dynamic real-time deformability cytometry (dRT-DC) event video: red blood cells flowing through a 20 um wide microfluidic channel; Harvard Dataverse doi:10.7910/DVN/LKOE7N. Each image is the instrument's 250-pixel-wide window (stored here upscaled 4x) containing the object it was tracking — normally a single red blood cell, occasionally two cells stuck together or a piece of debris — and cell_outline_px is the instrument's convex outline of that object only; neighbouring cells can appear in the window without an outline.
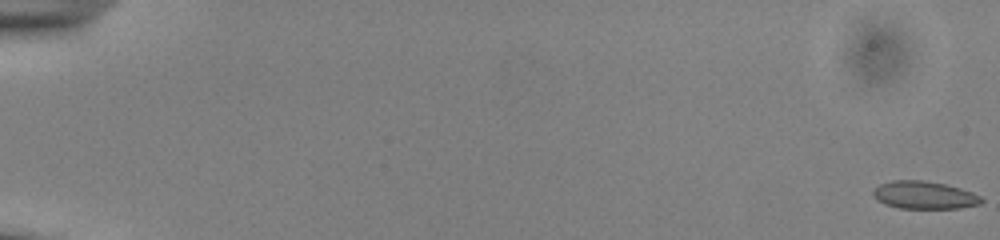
{"species": "common noctule bat (a hibernating species)", "species_latin": "Nyctalus noctula", "temperature_condition": "cold", "stored_images_in_passage": 55, "camera_frame_rate_fps": 3000, "um_per_image_px": 0.085, "animal": {"sex": "male", "body_mass_g": 13.0, "forearm_length_mm": 53.1}, "frame": {"image": 1, "passage_image": 1, "time_ms": 0.0, "image_size_px": [1000, 240], "cell_outline_px": [[984, 200], [980, 204], [960, 208], [900, 208], [884, 204], [872, 192], [880, 184], [892, 180], [924, 180], [944, 184], [960, 188], [972, 192], [980, 196]], "centroid_in_image_um": [78.6, 16.58], "position_along_channel_um": 6.4, "area_um2": 17.28}}
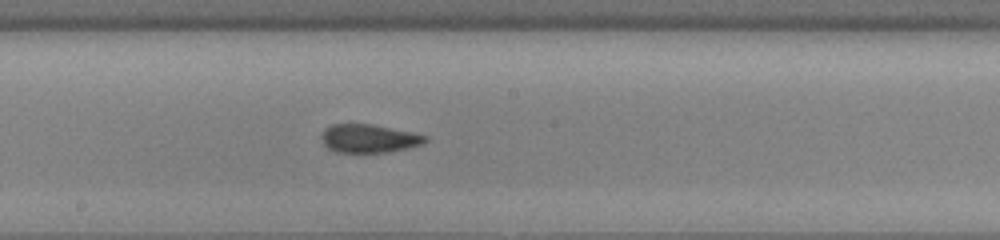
{"frame": {"image": 2, "passage_image": 32, "time_ms": 10.333, "image_size_px": [1000, 240], "cell_outline_px": [[428, 140], [420, 144], [388, 152], [336, 152], [328, 148], [324, 144], [324, 128], [332, 124], [372, 124], [428, 136]], "centroid_in_image_um": [31.35, 11.76], "position_along_channel_um": 216.9, "area_um2": 16.7}}
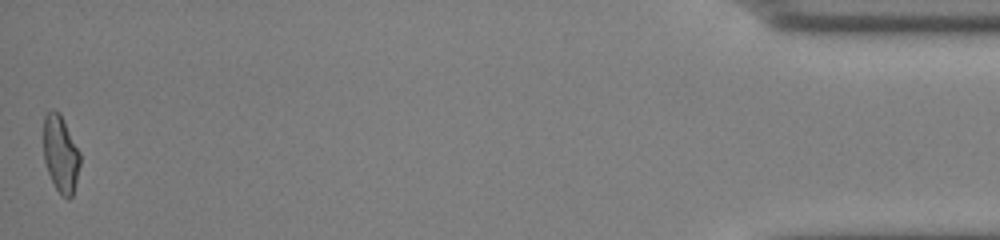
{"frame": {"image": 3, "passage_image": 55, "time_ms": 18.0, "image_size_px": [1000, 240], "cell_outline_px": [[80, 164], [72, 196], [68, 200], [60, 196], [48, 172], [44, 160], [44, 116], [52, 108], [60, 112], [80, 152]], "centroid_in_image_um": [5.15, 13.08], "position_along_channel_um": 430.0, "area_um2": 16.42}, "authors_computed_cell_mechanics": {"area_um2": 17.2822, "velocity_mm_per_s": 3.8859, "shape_relaxation_time_tau1_ms": 7.4391, "shape_relaxation_time_tau2_ms": 1.2199, "deformation_change_tau1": 0.1656, "deformation_change_tau2": 0.0637}}